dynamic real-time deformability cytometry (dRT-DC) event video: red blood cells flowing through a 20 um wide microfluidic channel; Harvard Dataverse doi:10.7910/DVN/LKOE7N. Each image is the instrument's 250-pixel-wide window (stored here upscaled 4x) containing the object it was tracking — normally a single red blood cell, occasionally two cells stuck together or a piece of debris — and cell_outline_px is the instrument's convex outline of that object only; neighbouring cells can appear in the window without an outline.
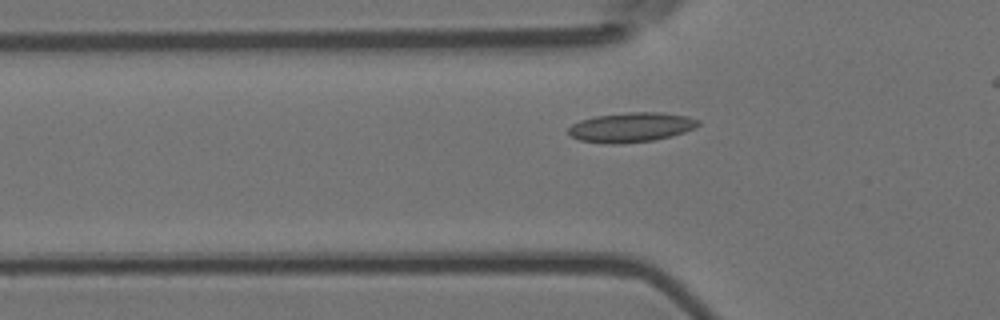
{"species": "Egyptian fruit bat (a non-hibernating species)", "species_latin": "Rousettus aegyptiacus", "temperature_condition": "room temperature", "stored_images_in_passage": 45, "camera_frame_rate_fps": 3000, "um_per_image_px": 0.085, "animal": {"sex": "female"}, "frame": {"image": 1, "passage_image": 14, "time_ms": 4.333, "image_size_px": [1000, 320], "cell_outline_px": [[700, 124], [696, 128], [672, 136], [652, 140], [620, 144], [612, 144], [580, 140], [572, 136], [568, 132], [568, 128], [572, 124], [580, 120], [596, 116], [628, 112], [660, 112], [688, 116], [700, 120]], "centroid_in_image_um": [53.68, 10.81], "position_along_channel_um": 72.1, "area_um2": 22.43}}
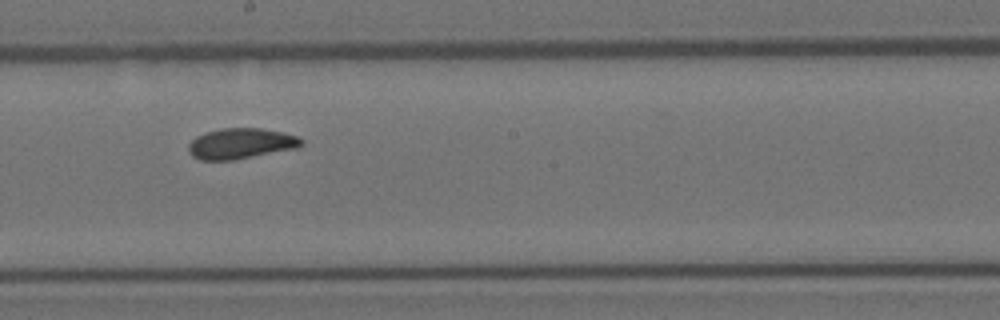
{"frame": {"image": 2, "passage_image": 27, "time_ms": 8.667, "image_size_px": [1000, 320], "cell_outline_px": [[304, 144], [296, 148], [232, 160], [200, 160], [192, 156], [188, 152], [188, 144], [196, 136], [204, 132], [220, 128], [260, 128], [284, 132], [296, 136], [304, 140]], "centroid_in_image_um": [20.45, 12.19], "position_along_channel_um": 227.8, "area_um2": 20.23}}
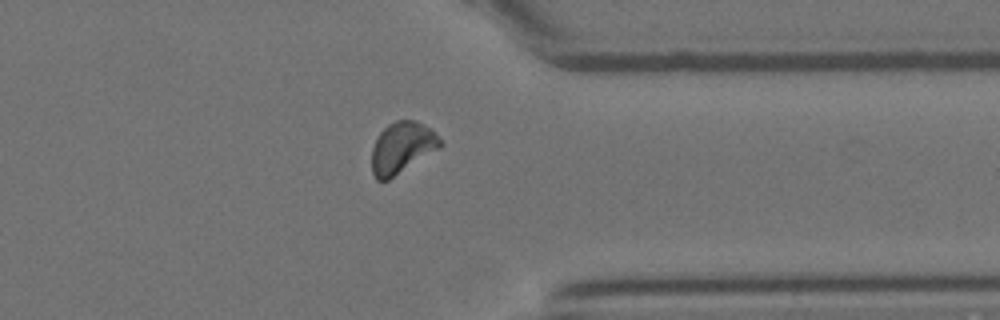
{"frame": {"image": 3, "passage_image": 40, "time_ms": 13.0, "image_size_px": [1000, 320], "cell_outline_px": [[444, 144], [440, 148], [388, 180], [376, 180], [372, 172], [372, 148], [380, 132], [388, 124], [396, 120], [416, 120], [424, 124]], "centroid_in_image_um": [34.15, 12.55], "position_along_channel_um": 377.2, "area_um2": 20.23}, "authors_computed_cell_mechanics": {"area_um2": 20.23, "velocity_mm_per_s": 3.5753, "shape_relaxation_time_tau1_ms": 5.4344, "shape_relaxation_time_tau2_ms": 1.6554, "deformation_change_tau1": 0.1138, "deformation_change_tau2": 0.0502}}